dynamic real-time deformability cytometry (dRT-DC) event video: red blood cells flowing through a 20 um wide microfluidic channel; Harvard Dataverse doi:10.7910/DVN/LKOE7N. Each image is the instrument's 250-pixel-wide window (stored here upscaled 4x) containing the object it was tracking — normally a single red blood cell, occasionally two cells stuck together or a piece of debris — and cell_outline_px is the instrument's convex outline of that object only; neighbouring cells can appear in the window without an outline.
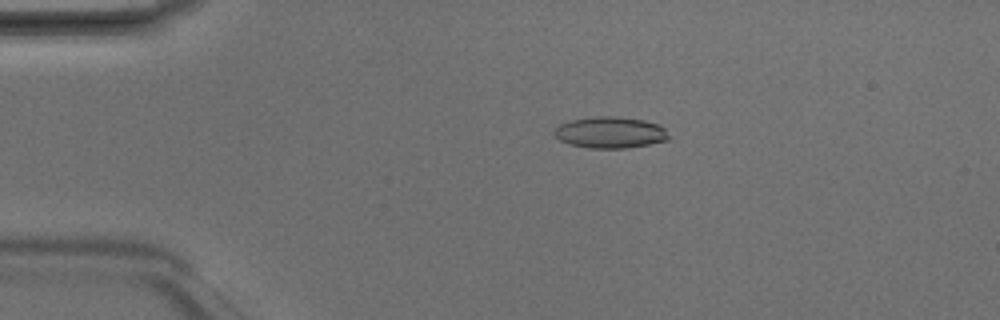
{"species": "Egyptian fruit bat (a non-hibernating species)", "species_latin": "Rousettus aegyptiacus", "temperature_condition": "room temperature", "stored_images_in_passage": 47, "camera_frame_rate_fps": 3000, "um_per_image_px": 0.085, "animal": {"sex": "male"}, "frame": {"image": 1, "passage_image": 9, "time_ms": 2.667, "image_size_px": [1000, 320], "cell_outline_px": [[668, 140], [648, 144], [624, 148], [592, 148], [568, 144], [560, 140], [552, 132], [560, 124], [572, 120], [596, 116], [616, 116], [644, 120], [660, 124], [664, 128], [668, 136]], "centroid_in_image_um": [51.86, 11.25], "position_along_channel_um": 33.1, "area_um2": 20.81}}
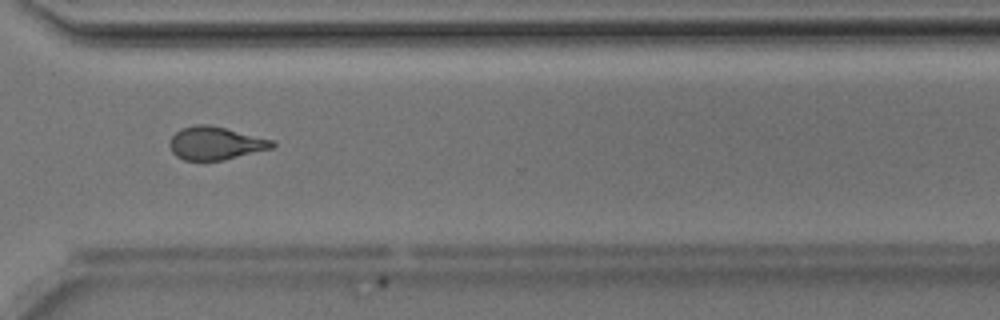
{"frame": {"image": 2, "passage_image": 35, "time_ms": 11.333, "image_size_px": [1000, 320], "cell_outline_px": [[276, 144], [272, 148], [224, 160], [184, 160], [176, 156], [172, 152], [168, 144], [172, 136], [180, 128], [196, 124], [208, 124], [276, 140]], "centroid_in_image_um": [18.32, 12.17], "position_along_channel_um": 352.3, "area_um2": 19.88}}
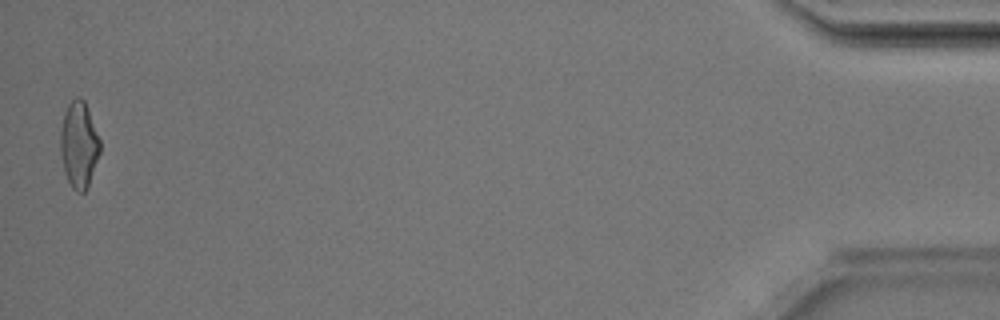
{"frame": {"image": 3, "passage_image": 47, "time_ms": 15.333, "image_size_px": [1000, 320], "cell_outline_px": [[100, 152], [88, 184], [84, 192], [76, 192], [72, 188], [64, 172], [60, 152], [60, 132], [64, 112], [68, 104], [76, 96], [80, 96], [84, 100], [100, 140]], "centroid_in_image_um": [6.69, 12.28], "position_along_channel_um": 428.5, "area_um2": 19.77}, "authors_computed_cell_mechanics": {"area_um2": 20.4612, "velocity_mm_per_s": 4.2065, "shape_relaxation_time_tau1_ms": 3.1006, "shape_relaxation_time_tau2_ms": 1.593, "deformation_change_tau1": 0.1293, "deformation_change_tau2": 0.0836}}